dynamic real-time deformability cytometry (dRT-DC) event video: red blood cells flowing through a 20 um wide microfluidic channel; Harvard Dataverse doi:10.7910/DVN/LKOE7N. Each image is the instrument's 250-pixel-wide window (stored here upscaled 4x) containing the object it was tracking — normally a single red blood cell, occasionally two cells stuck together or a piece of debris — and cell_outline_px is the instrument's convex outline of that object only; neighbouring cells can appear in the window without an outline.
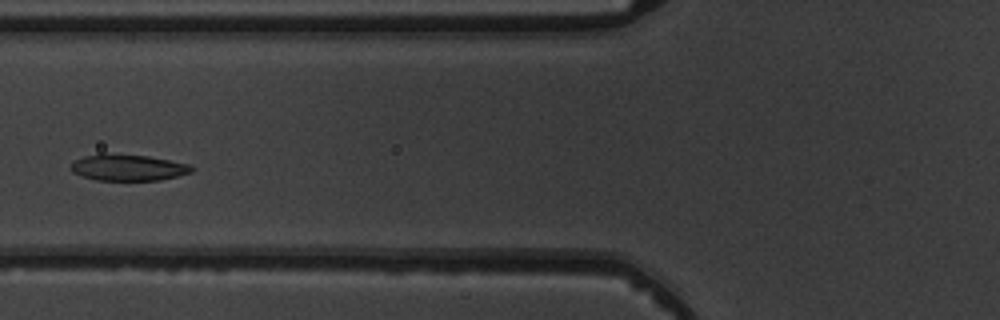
{"species": "common noctule bat (a hibernating species)", "species_latin": "Nyctalus noctula", "temperature_condition": "warm", "stored_images_in_passage": 5, "camera_frame_rate_fps": 3000, "um_per_image_px": 0.085, "animal": {"sex": "male", "body_mass_g": 19.5, "forearm_length_mm": 54.6}, "frame": {"image": 1, "passage_image": 4, "time_ms": 4.333, "image_size_px": [1000, 320], "cell_outline_px": [[196, 168], [192, 172], [160, 180], [96, 180], [72, 172], [68, 168], [76, 160], [84, 156], [100, 152], [104, 152], [148, 156], [188, 164]], "centroid_in_image_um": [10.86, 14.22], "position_along_channel_um": 114.9, "area_um2": 18.67}}
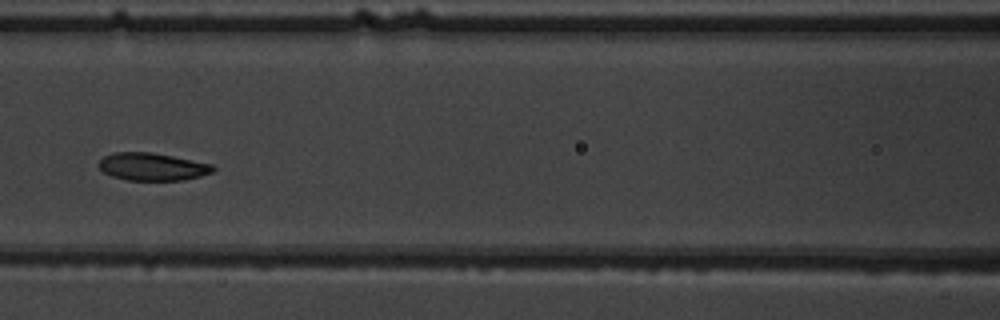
{"frame": {"image": 2, "passage_image": 5, "time_ms": 5.333, "image_size_px": [1000, 320], "cell_outline_px": [[216, 168], [212, 172], [200, 176], [184, 180], [128, 180], [112, 176], [104, 172], [100, 168], [100, 160], [104, 156], [112, 152], [152, 152], [212, 164]], "centroid_in_image_um": [12.95, 14.16], "position_along_channel_um": 153.6, "area_um2": 18.26}}